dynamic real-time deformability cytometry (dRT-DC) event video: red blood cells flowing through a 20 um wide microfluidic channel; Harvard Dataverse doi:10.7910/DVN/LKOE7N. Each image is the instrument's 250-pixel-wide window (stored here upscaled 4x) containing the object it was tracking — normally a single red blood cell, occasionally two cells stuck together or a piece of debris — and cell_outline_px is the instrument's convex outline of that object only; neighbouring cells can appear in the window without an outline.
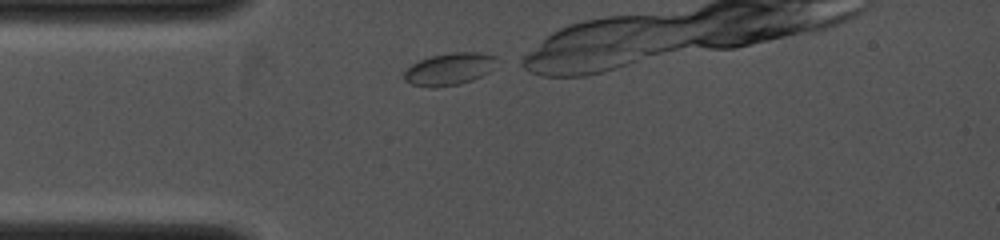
{"species": "common noctule bat (a hibernating species)", "species_latin": "Nyctalus noctula", "temperature_condition": "cold", "stored_images_in_passage": 4, "camera_frame_rate_fps": 4000, "um_per_image_px": 0.085, "animal": {"sex": "female", "body_mass_g": 19.0, "forearm_length_mm": 53.3}, "frame": {"image": 1, "passage_image": 1, "time_ms": 0.0, "image_size_px": [1000, 240], "cell_outline_px": [[496, 60], [488, 72], [472, 80], [460, 84], [436, 88], [428, 88], [412, 84], [404, 80], [404, 72], [412, 64], [420, 60], [432, 56], [452, 52], [480, 52], [496, 56]], "centroid_in_image_um": [38.16, 5.88], "position_along_channel_um": 46.8, "area_um2": 17.28}}